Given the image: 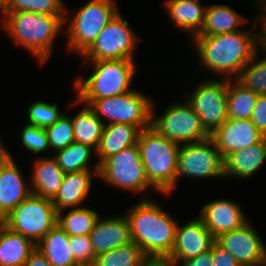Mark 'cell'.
I'll return each instance as SVG.
<instances>
[{
	"instance_id": "30bf717a",
	"label": "cell",
	"mask_w": 266,
	"mask_h": 266,
	"mask_svg": "<svg viewBox=\"0 0 266 266\" xmlns=\"http://www.w3.org/2000/svg\"><path fill=\"white\" fill-rule=\"evenodd\" d=\"M98 178L122 190L140 193L149 187L137 144L108 157L99 165Z\"/></svg>"
},
{
	"instance_id": "c3c4849f",
	"label": "cell",
	"mask_w": 266,
	"mask_h": 266,
	"mask_svg": "<svg viewBox=\"0 0 266 266\" xmlns=\"http://www.w3.org/2000/svg\"><path fill=\"white\" fill-rule=\"evenodd\" d=\"M260 266H266V258L262 261V263L260 264Z\"/></svg>"
},
{
	"instance_id": "ab89813d",
	"label": "cell",
	"mask_w": 266,
	"mask_h": 266,
	"mask_svg": "<svg viewBox=\"0 0 266 266\" xmlns=\"http://www.w3.org/2000/svg\"><path fill=\"white\" fill-rule=\"evenodd\" d=\"M211 266H240L237 260L228 251L220 247L216 242L212 245Z\"/></svg>"
},
{
	"instance_id": "836d02e7",
	"label": "cell",
	"mask_w": 266,
	"mask_h": 266,
	"mask_svg": "<svg viewBox=\"0 0 266 266\" xmlns=\"http://www.w3.org/2000/svg\"><path fill=\"white\" fill-rule=\"evenodd\" d=\"M62 0H8L2 13L31 11L35 13L64 15L66 13Z\"/></svg>"
},
{
	"instance_id": "d590c367",
	"label": "cell",
	"mask_w": 266,
	"mask_h": 266,
	"mask_svg": "<svg viewBox=\"0 0 266 266\" xmlns=\"http://www.w3.org/2000/svg\"><path fill=\"white\" fill-rule=\"evenodd\" d=\"M57 105L56 103L50 104L45 101L33 102L28 107V124L41 128L53 125L63 115Z\"/></svg>"
},
{
	"instance_id": "8fae6325",
	"label": "cell",
	"mask_w": 266,
	"mask_h": 266,
	"mask_svg": "<svg viewBox=\"0 0 266 266\" xmlns=\"http://www.w3.org/2000/svg\"><path fill=\"white\" fill-rule=\"evenodd\" d=\"M138 39L129 23L118 12L81 56H84V61L134 60L132 53Z\"/></svg>"
},
{
	"instance_id": "8d00e7d4",
	"label": "cell",
	"mask_w": 266,
	"mask_h": 266,
	"mask_svg": "<svg viewBox=\"0 0 266 266\" xmlns=\"http://www.w3.org/2000/svg\"><path fill=\"white\" fill-rule=\"evenodd\" d=\"M22 145L34 154L46 152L50 149L44 128L28 124L20 132Z\"/></svg>"
},
{
	"instance_id": "4316f807",
	"label": "cell",
	"mask_w": 266,
	"mask_h": 266,
	"mask_svg": "<svg viewBox=\"0 0 266 266\" xmlns=\"http://www.w3.org/2000/svg\"><path fill=\"white\" fill-rule=\"evenodd\" d=\"M35 248L30 239L0 225V266H23Z\"/></svg>"
},
{
	"instance_id": "74e56055",
	"label": "cell",
	"mask_w": 266,
	"mask_h": 266,
	"mask_svg": "<svg viewBox=\"0 0 266 266\" xmlns=\"http://www.w3.org/2000/svg\"><path fill=\"white\" fill-rule=\"evenodd\" d=\"M72 256L79 266H91L96 255L93 251L89 235L70 236Z\"/></svg>"
},
{
	"instance_id": "5bb4252c",
	"label": "cell",
	"mask_w": 266,
	"mask_h": 266,
	"mask_svg": "<svg viewBox=\"0 0 266 266\" xmlns=\"http://www.w3.org/2000/svg\"><path fill=\"white\" fill-rule=\"evenodd\" d=\"M216 243L228 251L240 266H260L266 258V246L248 221L242 227L220 234Z\"/></svg>"
},
{
	"instance_id": "e0dca14e",
	"label": "cell",
	"mask_w": 266,
	"mask_h": 266,
	"mask_svg": "<svg viewBox=\"0 0 266 266\" xmlns=\"http://www.w3.org/2000/svg\"><path fill=\"white\" fill-rule=\"evenodd\" d=\"M89 238L96 256L130 244L132 239L126 215L104 219L99 217Z\"/></svg>"
},
{
	"instance_id": "7a4b0ae2",
	"label": "cell",
	"mask_w": 266,
	"mask_h": 266,
	"mask_svg": "<svg viewBox=\"0 0 266 266\" xmlns=\"http://www.w3.org/2000/svg\"><path fill=\"white\" fill-rule=\"evenodd\" d=\"M152 200L142 198L126 213L130 235L148 259L166 260L174 246L178 223Z\"/></svg>"
},
{
	"instance_id": "2e32d148",
	"label": "cell",
	"mask_w": 266,
	"mask_h": 266,
	"mask_svg": "<svg viewBox=\"0 0 266 266\" xmlns=\"http://www.w3.org/2000/svg\"><path fill=\"white\" fill-rule=\"evenodd\" d=\"M210 138L224 160L229 154L260 142L264 136L250 119L228 117Z\"/></svg>"
},
{
	"instance_id": "bcb514c9",
	"label": "cell",
	"mask_w": 266,
	"mask_h": 266,
	"mask_svg": "<svg viewBox=\"0 0 266 266\" xmlns=\"http://www.w3.org/2000/svg\"><path fill=\"white\" fill-rule=\"evenodd\" d=\"M7 2H8V0H0V11L1 12L5 8Z\"/></svg>"
},
{
	"instance_id": "b9f144b4",
	"label": "cell",
	"mask_w": 266,
	"mask_h": 266,
	"mask_svg": "<svg viewBox=\"0 0 266 266\" xmlns=\"http://www.w3.org/2000/svg\"><path fill=\"white\" fill-rule=\"evenodd\" d=\"M258 7H263V11H260L261 13H259L255 19V22L257 21V24H259V26L261 27V32L258 33V46L261 45V47H263V50L265 48L264 51H266V3L257 5ZM259 17V18H258ZM259 19V20H258ZM259 21V23H258Z\"/></svg>"
},
{
	"instance_id": "6da1fadb",
	"label": "cell",
	"mask_w": 266,
	"mask_h": 266,
	"mask_svg": "<svg viewBox=\"0 0 266 266\" xmlns=\"http://www.w3.org/2000/svg\"><path fill=\"white\" fill-rule=\"evenodd\" d=\"M254 25L249 31L240 29L219 35L193 36L202 66L221 77L223 75L224 79H236L258 49V33L255 31L258 25Z\"/></svg>"
},
{
	"instance_id": "7402d4cb",
	"label": "cell",
	"mask_w": 266,
	"mask_h": 266,
	"mask_svg": "<svg viewBox=\"0 0 266 266\" xmlns=\"http://www.w3.org/2000/svg\"><path fill=\"white\" fill-rule=\"evenodd\" d=\"M141 129L132 124H105L96 156L99 157L97 164L129 148L138 142Z\"/></svg>"
},
{
	"instance_id": "f6af8a7d",
	"label": "cell",
	"mask_w": 266,
	"mask_h": 266,
	"mask_svg": "<svg viewBox=\"0 0 266 266\" xmlns=\"http://www.w3.org/2000/svg\"><path fill=\"white\" fill-rule=\"evenodd\" d=\"M141 266H170V264L162 259H148Z\"/></svg>"
},
{
	"instance_id": "e575fe53",
	"label": "cell",
	"mask_w": 266,
	"mask_h": 266,
	"mask_svg": "<svg viewBox=\"0 0 266 266\" xmlns=\"http://www.w3.org/2000/svg\"><path fill=\"white\" fill-rule=\"evenodd\" d=\"M44 129L53 152L64 149L75 142L72 119L67 114L63 113L57 122Z\"/></svg>"
},
{
	"instance_id": "4dcf8cb0",
	"label": "cell",
	"mask_w": 266,
	"mask_h": 266,
	"mask_svg": "<svg viewBox=\"0 0 266 266\" xmlns=\"http://www.w3.org/2000/svg\"><path fill=\"white\" fill-rule=\"evenodd\" d=\"M91 154H96L94 148L73 142L66 148L56 151L54 158L57 160L58 166L66 174L90 169Z\"/></svg>"
},
{
	"instance_id": "d4e9b609",
	"label": "cell",
	"mask_w": 266,
	"mask_h": 266,
	"mask_svg": "<svg viewBox=\"0 0 266 266\" xmlns=\"http://www.w3.org/2000/svg\"><path fill=\"white\" fill-rule=\"evenodd\" d=\"M52 266H79L72 256L70 236L56 225L36 244Z\"/></svg>"
},
{
	"instance_id": "ac0fdd59",
	"label": "cell",
	"mask_w": 266,
	"mask_h": 266,
	"mask_svg": "<svg viewBox=\"0 0 266 266\" xmlns=\"http://www.w3.org/2000/svg\"><path fill=\"white\" fill-rule=\"evenodd\" d=\"M199 217L215 238L248 222L239 204L226 199L207 203L201 209Z\"/></svg>"
},
{
	"instance_id": "277c9868",
	"label": "cell",
	"mask_w": 266,
	"mask_h": 266,
	"mask_svg": "<svg viewBox=\"0 0 266 266\" xmlns=\"http://www.w3.org/2000/svg\"><path fill=\"white\" fill-rule=\"evenodd\" d=\"M137 146L149 184L157 192L170 195L177 183L180 145L149 127L141 131Z\"/></svg>"
},
{
	"instance_id": "ba28073f",
	"label": "cell",
	"mask_w": 266,
	"mask_h": 266,
	"mask_svg": "<svg viewBox=\"0 0 266 266\" xmlns=\"http://www.w3.org/2000/svg\"><path fill=\"white\" fill-rule=\"evenodd\" d=\"M152 105L150 97L131 90L126 94L93 100L89 107L100 120L107 118L108 124H132L143 130L151 127Z\"/></svg>"
},
{
	"instance_id": "f35d334b",
	"label": "cell",
	"mask_w": 266,
	"mask_h": 266,
	"mask_svg": "<svg viewBox=\"0 0 266 266\" xmlns=\"http://www.w3.org/2000/svg\"><path fill=\"white\" fill-rule=\"evenodd\" d=\"M250 120L262 135L266 137V95H258Z\"/></svg>"
},
{
	"instance_id": "7c38bea8",
	"label": "cell",
	"mask_w": 266,
	"mask_h": 266,
	"mask_svg": "<svg viewBox=\"0 0 266 266\" xmlns=\"http://www.w3.org/2000/svg\"><path fill=\"white\" fill-rule=\"evenodd\" d=\"M221 80L204 81L186 100L199 115L202 126L209 135H212L228 118V79Z\"/></svg>"
},
{
	"instance_id": "7dc6e473",
	"label": "cell",
	"mask_w": 266,
	"mask_h": 266,
	"mask_svg": "<svg viewBox=\"0 0 266 266\" xmlns=\"http://www.w3.org/2000/svg\"><path fill=\"white\" fill-rule=\"evenodd\" d=\"M254 4L255 5H260V4H263V3H266V0H254Z\"/></svg>"
},
{
	"instance_id": "ffe728a7",
	"label": "cell",
	"mask_w": 266,
	"mask_h": 266,
	"mask_svg": "<svg viewBox=\"0 0 266 266\" xmlns=\"http://www.w3.org/2000/svg\"><path fill=\"white\" fill-rule=\"evenodd\" d=\"M14 159L0 171V218L4 220L10 212L30 194L22 172Z\"/></svg>"
},
{
	"instance_id": "cb8c5ba5",
	"label": "cell",
	"mask_w": 266,
	"mask_h": 266,
	"mask_svg": "<svg viewBox=\"0 0 266 266\" xmlns=\"http://www.w3.org/2000/svg\"><path fill=\"white\" fill-rule=\"evenodd\" d=\"M165 9L175 26L181 28L191 37L197 35L205 21L207 6H201L199 0H166Z\"/></svg>"
},
{
	"instance_id": "83f0119b",
	"label": "cell",
	"mask_w": 266,
	"mask_h": 266,
	"mask_svg": "<svg viewBox=\"0 0 266 266\" xmlns=\"http://www.w3.org/2000/svg\"><path fill=\"white\" fill-rule=\"evenodd\" d=\"M75 142L88 145L97 150L106 122L100 120L95 112L84 104V108L71 117Z\"/></svg>"
},
{
	"instance_id": "3957f363",
	"label": "cell",
	"mask_w": 266,
	"mask_h": 266,
	"mask_svg": "<svg viewBox=\"0 0 266 266\" xmlns=\"http://www.w3.org/2000/svg\"><path fill=\"white\" fill-rule=\"evenodd\" d=\"M3 14V27L14 39L43 64L50 57L52 44L64 26V15L20 11Z\"/></svg>"
},
{
	"instance_id": "9a60e30c",
	"label": "cell",
	"mask_w": 266,
	"mask_h": 266,
	"mask_svg": "<svg viewBox=\"0 0 266 266\" xmlns=\"http://www.w3.org/2000/svg\"><path fill=\"white\" fill-rule=\"evenodd\" d=\"M216 238L206 228L200 217L189 221L184 225H177L174 246L168 263H178L197 257L211 249Z\"/></svg>"
},
{
	"instance_id": "1f68e13d",
	"label": "cell",
	"mask_w": 266,
	"mask_h": 266,
	"mask_svg": "<svg viewBox=\"0 0 266 266\" xmlns=\"http://www.w3.org/2000/svg\"><path fill=\"white\" fill-rule=\"evenodd\" d=\"M148 258L134 242L102 253L95 258L92 266H141Z\"/></svg>"
},
{
	"instance_id": "ee69618b",
	"label": "cell",
	"mask_w": 266,
	"mask_h": 266,
	"mask_svg": "<svg viewBox=\"0 0 266 266\" xmlns=\"http://www.w3.org/2000/svg\"><path fill=\"white\" fill-rule=\"evenodd\" d=\"M13 156L4 148L2 140H0V171L7 166L12 160Z\"/></svg>"
},
{
	"instance_id": "52a82bcc",
	"label": "cell",
	"mask_w": 266,
	"mask_h": 266,
	"mask_svg": "<svg viewBox=\"0 0 266 266\" xmlns=\"http://www.w3.org/2000/svg\"><path fill=\"white\" fill-rule=\"evenodd\" d=\"M3 224L36 245L57 225V211L51 199L30 194L10 212Z\"/></svg>"
},
{
	"instance_id": "f1b7e54d",
	"label": "cell",
	"mask_w": 266,
	"mask_h": 266,
	"mask_svg": "<svg viewBox=\"0 0 266 266\" xmlns=\"http://www.w3.org/2000/svg\"><path fill=\"white\" fill-rule=\"evenodd\" d=\"M231 80L228 79V117L250 119L258 99V94L243 86L236 79Z\"/></svg>"
},
{
	"instance_id": "484cf974",
	"label": "cell",
	"mask_w": 266,
	"mask_h": 266,
	"mask_svg": "<svg viewBox=\"0 0 266 266\" xmlns=\"http://www.w3.org/2000/svg\"><path fill=\"white\" fill-rule=\"evenodd\" d=\"M247 18L238 14L227 5H209L205 11V21L200 32L195 36H212L239 31Z\"/></svg>"
},
{
	"instance_id": "8992f818",
	"label": "cell",
	"mask_w": 266,
	"mask_h": 266,
	"mask_svg": "<svg viewBox=\"0 0 266 266\" xmlns=\"http://www.w3.org/2000/svg\"><path fill=\"white\" fill-rule=\"evenodd\" d=\"M113 0H90L69 18H64L67 27V49L82 55L96 40L103 28L117 15Z\"/></svg>"
},
{
	"instance_id": "603a6c76",
	"label": "cell",
	"mask_w": 266,
	"mask_h": 266,
	"mask_svg": "<svg viewBox=\"0 0 266 266\" xmlns=\"http://www.w3.org/2000/svg\"><path fill=\"white\" fill-rule=\"evenodd\" d=\"M64 174L54 157H39L34 162L30 176L31 194L52 200L58 193Z\"/></svg>"
},
{
	"instance_id": "44dd1931",
	"label": "cell",
	"mask_w": 266,
	"mask_h": 266,
	"mask_svg": "<svg viewBox=\"0 0 266 266\" xmlns=\"http://www.w3.org/2000/svg\"><path fill=\"white\" fill-rule=\"evenodd\" d=\"M266 160V137L247 148L233 152L224 159V177L248 178L254 175Z\"/></svg>"
},
{
	"instance_id": "d6986e66",
	"label": "cell",
	"mask_w": 266,
	"mask_h": 266,
	"mask_svg": "<svg viewBox=\"0 0 266 266\" xmlns=\"http://www.w3.org/2000/svg\"><path fill=\"white\" fill-rule=\"evenodd\" d=\"M93 169L94 171L88 169L64 174L58 193L52 199L57 212L70 207H80L91 190L93 175L98 176L99 164H95Z\"/></svg>"
},
{
	"instance_id": "4fadbf2b",
	"label": "cell",
	"mask_w": 266,
	"mask_h": 266,
	"mask_svg": "<svg viewBox=\"0 0 266 266\" xmlns=\"http://www.w3.org/2000/svg\"><path fill=\"white\" fill-rule=\"evenodd\" d=\"M183 176L224 178V160L211 138L179 146L177 180Z\"/></svg>"
},
{
	"instance_id": "60d3db41",
	"label": "cell",
	"mask_w": 266,
	"mask_h": 266,
	"mask_svg": "<svg viewBox=\"0 0 266 266\" xmlns=\"http://www.w3.org/2000/svg\"><path fill=\"white\" fill-rule=\"evenodd\" d=\"M170 266H211L212 264V247L210 250L201 253L197 257L179 261L178 263H169Z\"/></svg>"
},
{
	"instance_id": "5b68a950",
	"label": "cell",
	"mask_w": 266,
	"mask_h": 266,
	"mask_svg": "<svg viewBox=\"0 0 266 266\" xmlns=\"http://www.w3.org/2000/svg\"><path fill=\"white\" fill-rule=\"evenodd\" d=\"M91 62L93 73L87 78L75 79L74 88L78 95L77 103L89 105L93 100L112 97L130 92L131 82L137 68L133 60H103Z\"/></svg>"
},
{
	"instance_id": "7bdbcfd3",
	"label": "cell",
	"mask_w": 266,
	"mask_h": 266,
	"mask_svg": "<svg viewBox=\"0 0 266 266\" xmlns=\"http://www.w3.org/2000/svg\"><path fill=\"white\" fill-rule=\"evenodd\" d=\"M23 266H52L44 255L35 248L29 255Z\"/></svg>"
},
{
	"instance_id": "f546056e",
	"label": "cell",
	"mask_w": 266,
	"mask_h": 266,
	"mask_svg": "<svg viewBox=\"0 0 266 266\" xmlns=\"http://www.w3.org/2000/svg\"><path fill=\"white\" fill-rule=\"evenodd\" d=\"M63 212H57V225L69 236L89 235L99 218L97 211L85 206L72 208L66 215Z\"/></svg>"
},
{
	"instance_id": "d6a6232c",
	"label": "cell",
	"mask_w": 266,
	"mask_h": 266,
	"mask_svg": "<svg viewBox=\"0 0 266 266\" xmlns=\"http://www.w3.org/2000/svg\"><path fill=\"white\" fill-rule=\"evenodd\" d=\"M258 56L257 51L252 60L241 69L236 80L258 95H266V57L258 60Z\"/></svg>"
},
{
	"instance_id": "9c48e42d",
	"label": "cell",
	"mask_w": 266,
	"mask_h": 266,
	"mask_svg": "<svg viewBox=\"0 0 266 266\" xmlns=\"http://www.w3.org/2000/svg\"><path fill=\"white\" fill-rule=\"evenodd\" d=\"M152 105L151 127L159 134L179 145L197 143L210 138L202 126L199 115L186 101L173 103L162 116L155 117Z\"/></svg>"
}]
</instances>
